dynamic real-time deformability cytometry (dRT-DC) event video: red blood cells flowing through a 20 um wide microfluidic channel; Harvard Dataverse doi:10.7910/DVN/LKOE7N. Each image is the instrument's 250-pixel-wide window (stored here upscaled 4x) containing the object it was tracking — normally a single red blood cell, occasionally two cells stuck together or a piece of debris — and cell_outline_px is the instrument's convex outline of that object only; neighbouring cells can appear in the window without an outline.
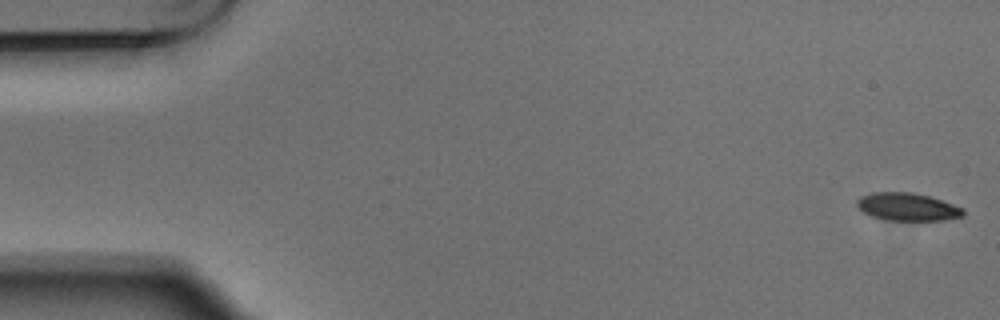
{"species": "Egyptian fruit bat (a non-hibernating species)", "species_latin": "Rousettus aegyptiacus", "temperature_condition": "warm", "stored_images_in_passage": 4, "camera_frame_rate_fps": 3000, "um_per_image_px": 0.085, "animal": {"sex": "male"}, "frame": {"image": 1, "passage_image": 1, "time_ms": 0.0, "image_size_px": [1000, 320], "cell_outline_px": [[964, 216], [944, 220], [892, 220], [872, 216], [864, 212], [856, 204], [856, 200], [860, 196], [872, 192], [912, 192], [928, 196], [964, 208]], "centroid_in_image_um": [77.13, 17.57], "position_along_channel_um": 7.9, "area_um2": 17.05}}
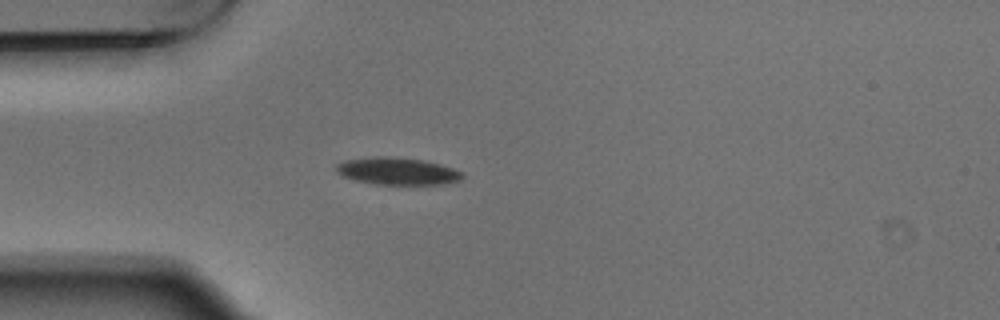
{"frame": {"image": 2, "passage_image": 4, "time_ms": 1.0, "image_size_px": [1000, 320], "cell_outline_px": [[464, 176], [460, 180], [440, 184], [376, 184], [356, 180], [344, 176], [336, 172], [336, 164], [344, 160], [376, 156], [392, 156], [424, 160], [440, 164], [452, 168], [460, 172]], "centroid_in_image_um": [33.75, 14.53], "position_along_channel_um": 51.3, "area_um2": 19.88}}